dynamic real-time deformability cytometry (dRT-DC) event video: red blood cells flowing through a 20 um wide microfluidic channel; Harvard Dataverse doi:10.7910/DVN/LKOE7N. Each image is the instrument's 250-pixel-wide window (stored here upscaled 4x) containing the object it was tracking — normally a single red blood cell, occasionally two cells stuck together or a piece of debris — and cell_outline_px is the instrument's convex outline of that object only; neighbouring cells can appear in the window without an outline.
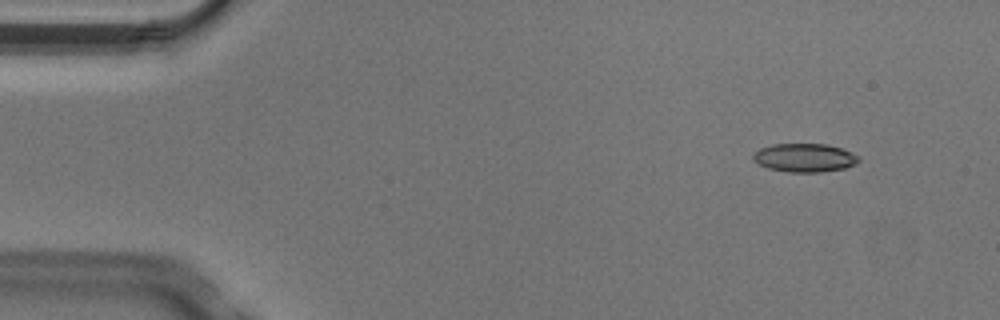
{"species": "Egyptian fruit bat (a non-hibernating species)", "species_latin": "Rousettus aegyptiacus", "temperature_condition": "cold", "stored_images_in_passage": 4, "camera_frame_rate_fps": 3000, "um_per_image_px": 0.085, "animal": {"sex": "male"}, "frame": {"image": 1, "passage_image": 1, "time_ms": 0.0, "image_size_px": [1000, 320], "cell_outline_px": [[860, 160], [856, 164], [844, 168], [820, 172], [788, 172], [768, 168], [752, 160], [752, 156], [760, 148], [772, 144], [828, 144], [840, 148], [860, 156]], "centroid_in_image_um": [68.4, 13.4], "position_along_channel_um": 16.6, "area_um2": 17.51}}